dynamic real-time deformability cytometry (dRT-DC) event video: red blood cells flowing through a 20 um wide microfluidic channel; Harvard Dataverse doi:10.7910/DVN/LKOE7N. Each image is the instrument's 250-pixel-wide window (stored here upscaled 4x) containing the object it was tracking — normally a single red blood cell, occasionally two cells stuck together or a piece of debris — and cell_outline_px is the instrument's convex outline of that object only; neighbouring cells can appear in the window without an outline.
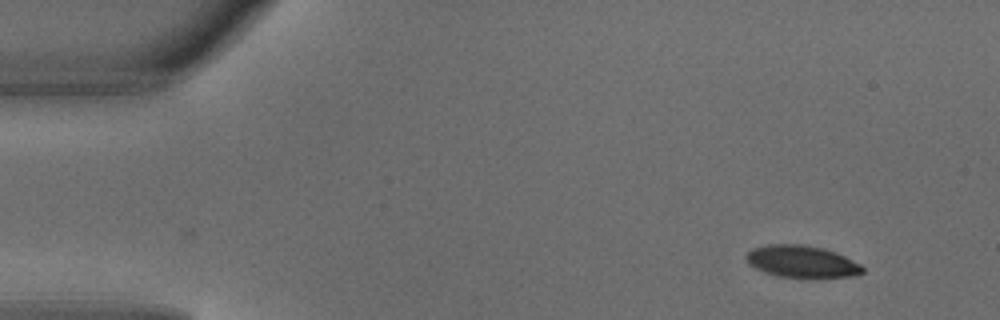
{"species": "common noctule bat (a hibernating species)", "species_latin": "Nyctalus noctula", "temperature_condition": "warm", "stored_images_in_passage": 2, "camera_frame_rate_fps": 3000, "um_per_image_px": 0.085, "animal": {"sex": "male", "body_mass_g": 18.8}, "frame": {"image": 1, "passage_image": 2, "time_ms": 0.333, "image_size_px": [1000, 320], "cell_outline_px": [[864, 272], [856, 276], [780, 276], [764, 272], [748, 264], [744, 256], [752, 248], [768, 244], [800, 244], [820, 248], [836, 252], [860, 264], [864, 268]], "centroid_in_image_um": [68.11, 22.21], "position_along_channel_um": 16.9, "area_um2": 21.27}}